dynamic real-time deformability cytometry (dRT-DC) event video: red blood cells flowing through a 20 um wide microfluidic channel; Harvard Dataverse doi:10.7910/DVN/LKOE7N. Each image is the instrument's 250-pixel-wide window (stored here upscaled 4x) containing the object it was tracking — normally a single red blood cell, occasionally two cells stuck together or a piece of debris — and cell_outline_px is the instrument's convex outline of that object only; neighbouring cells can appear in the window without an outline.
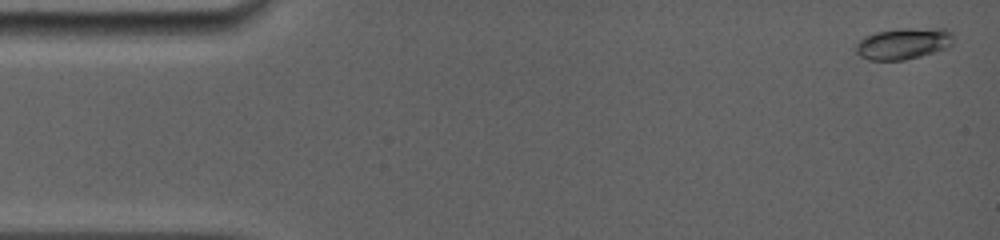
{"species": "common noctule bat (a hibernating species)", "species_latin": "Nyctalus noctula", "temperature_condition": "room temperature", "stored_images_in_passage": 68, "camera_frame_rate_fps": 5000, "um_per_image_px": 0.085, "animal": {"sex": "female", "body_mass_g": 19.0, "forearm_length_mm": 56.7}, "frame": {"image": 1, "passage_image": 1, "time_ms": 0.0, "image_size_px": [1000, 240], "cell_outline_px": [[952, 44], [948, 48], [920, 56], [904, 60], [868, 60], [860, 56], [856, 52], [856, 44], [864, 36], [876, 32], [900, 28], [944, 28], [952, 32]], "centroid_in_image_um": [76.79, 3.69], "position_along_channel_um": 8.2, "area_um2": 17.98}}
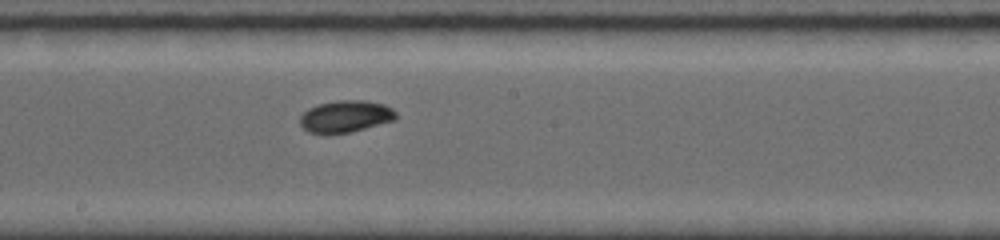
{"frame": {"image": 2, "passage_image": 37, "time_ms": 8.4, "image_size_px": [1000, 240], "cell_outline_px": [[396, 120], [352, 132], [308, 132], [300, 124], [300, 116], [308, 108], [316, 104], [340, 100], [364, 100], [384, 104], [392, 108], [396, 112]], "centroid_in_image_um": [29.4, 9.87], "position_along_channel_um": 218.8, "area_um2": 17.74}}
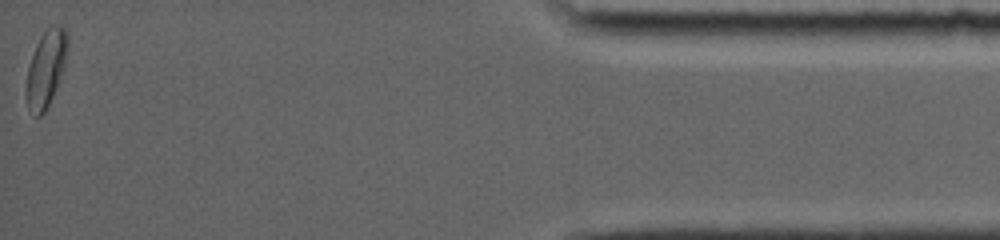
{"frame": {"image": 3, "passage_image": 68, "time_ms": 15.6, "image_size_px": [1000, 240], "cell_outline_px": [[68, 52], [64, 68], [52, 96], [44, 112], [40, 116], [36, 116], [28, 108], [24, 96], [24, 88], [28, 68], [36, 44], [40, 36], [52, 24], [60, 24], [64, 28], [68, 36]], "centroid_in_image_um": [3.9, 5.8], "position_along_channel_um": 431.3, "area_um2": 18.61}, "authors_computed_cell_mechanics": {"area_um2": 17.4556, "velocity_mm_per_s": 3.9384, "shape_relaxation_time_tau1_ms": 7.8236, "shape_relaxation_time_tau2_ms": 0.9324, "deformation_change_tau1": 0.1878, "deformation_change_tau2": 0.0287}}